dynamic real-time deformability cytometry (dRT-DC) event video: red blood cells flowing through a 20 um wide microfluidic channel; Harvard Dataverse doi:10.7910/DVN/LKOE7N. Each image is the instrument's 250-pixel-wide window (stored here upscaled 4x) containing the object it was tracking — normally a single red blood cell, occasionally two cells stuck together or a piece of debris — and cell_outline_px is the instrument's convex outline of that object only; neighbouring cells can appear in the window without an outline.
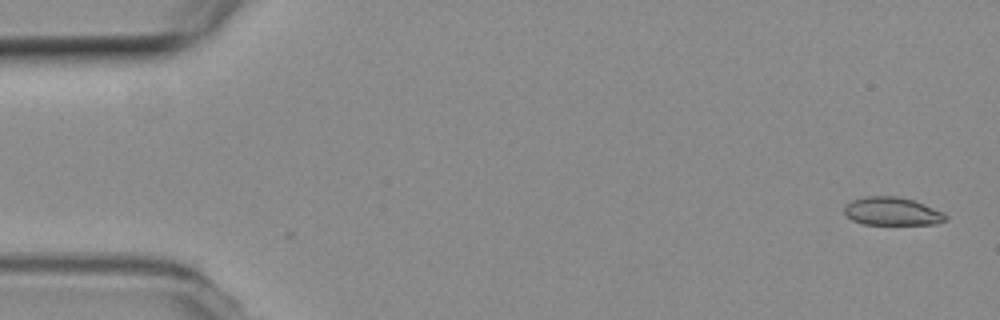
{"species": "common noctule bat (a hibernating species)", "species_latin": "Nyctalus noctula", "temperature_condition": "room temperature", "stored_images_in_passage": 3, "camera_frame_rate_fps": 3000, "um_per_image_px": 0.085, "animal": {"sex": "female", "body_mass_g": 19.3, "forearm_length_mm": 54.1}, "frame": {"image": 1, "passage_image": 1, "time_ms": 0.0, "image_size_px": [1000, 320], "cell_outline_px": [[948, 220], [936, 224], [864, 224], [852, 220], [844, 212], [844, 208], [852, 200], [864, 196], [896, 196], [912, 200], [924, 204], [944, 212], [948, 216]], "centroid_in_image_um": [75.87, 17.97], "position_along_channel_um": 9.1, "area_um2": 16.59}}